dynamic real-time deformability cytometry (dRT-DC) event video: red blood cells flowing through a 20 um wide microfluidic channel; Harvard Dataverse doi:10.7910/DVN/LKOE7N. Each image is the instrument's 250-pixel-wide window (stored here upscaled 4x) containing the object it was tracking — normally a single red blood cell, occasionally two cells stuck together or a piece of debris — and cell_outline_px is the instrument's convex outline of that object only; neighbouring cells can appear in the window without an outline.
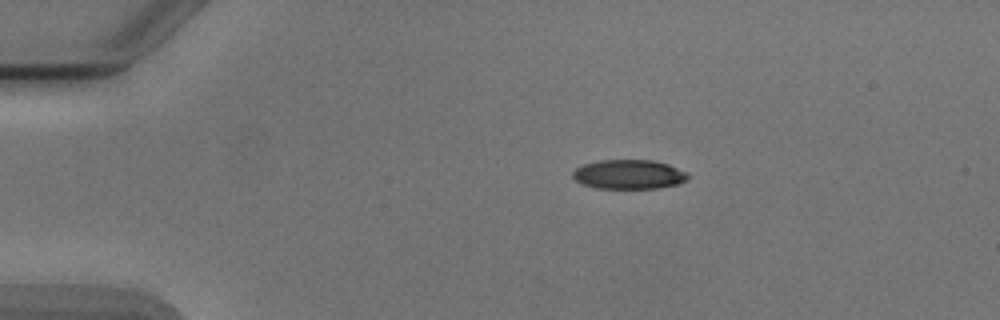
{"species": "Egyptian fruit bat (a non-hibernating species)", "species_latin": "Rousettus aegyptiacus", "temperature_condition": "cold", "stored_images_in_passage": 7, "camera_frame_rate_fps": 3000, "um_per_image_px": 0.085, "animal": {"sex": "male"}, "frame": {"image": 1, "passage_image": 4, "time_ms": 3.333, "image_size_px": [1000, 320], "cell_outline_px": [[688, 180], [680, 184], [660, 188], [596, 188], [580, 184], [572, 176], [572, 172], [576, 168], [584, 164], [600, 160], [652, 160], [668, 164], [688, 172]], "centroid_in_image_um": [53.47, 14.83], "position_along_channel_um": 31.5, "area_um2": 19.88}}
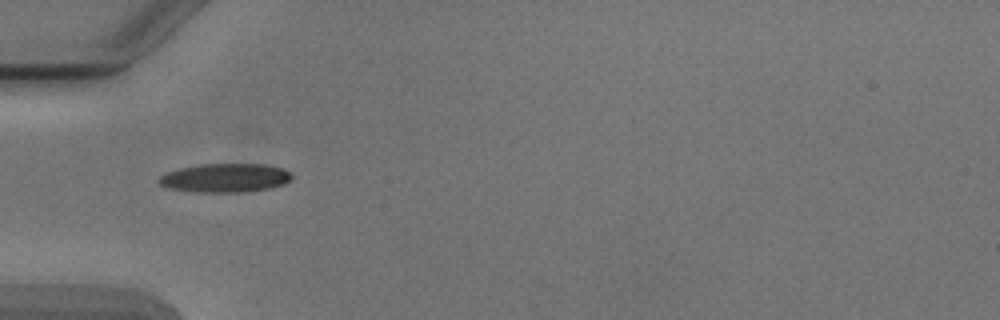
{"frame": {"image": 2, "passage_image": 6, "time_ms": 5.667, "image_size_px": [1000, 320], "cell_outline_px": [[292, 180], [284, 184], [268, 188], [244, 192], [196, 192], [168, 188], [160, 184], [156, 180], [160, 176], [168, 172], [180, 168], [200, 164], [264, 164], [284, 168], [292, 176]], "centroid_in_image_um": [19.14, 15.12], "position_along_channel_um": 65.9, "area_um2": 22.31}}
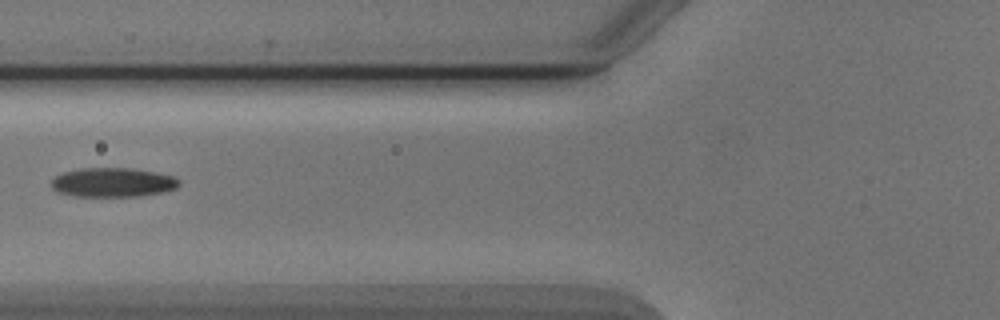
{"frame": {"image": 3, "passage_image": 7, "time_ms": 7.0, "image_size_px": [1000, 320], "cell_outline_px": [[180, 184], [176, 188], [160, 192], [140, 196], [72, 196], [56, 192], [52, 188], [52, 180], [56, 176], [64, 172], [80, 168], [132, 168], [156, 172], [176, 176], [180, 180]], "centroid_in_image_um": [9.6, 15.5], "position_along_channel_um": 116.2, "area_um2": 21.85}}